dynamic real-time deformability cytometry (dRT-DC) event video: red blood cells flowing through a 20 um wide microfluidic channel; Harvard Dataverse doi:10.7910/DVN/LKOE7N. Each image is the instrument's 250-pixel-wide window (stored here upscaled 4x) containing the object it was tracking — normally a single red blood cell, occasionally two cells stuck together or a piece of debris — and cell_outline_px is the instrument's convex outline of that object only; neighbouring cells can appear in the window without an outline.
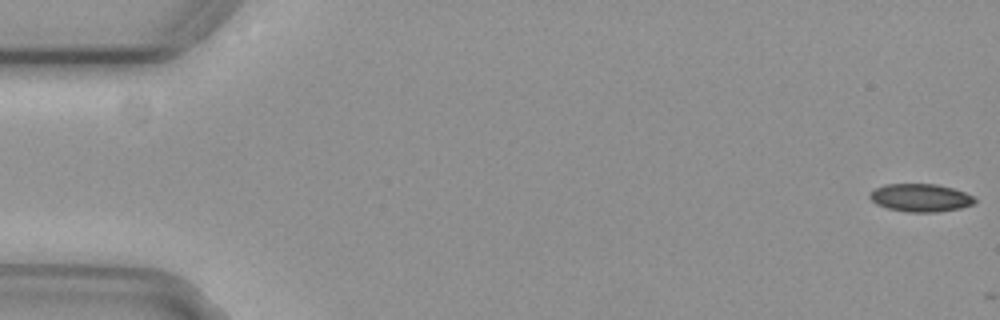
{"species": "common noctule bat (a hibernating species)", "species_latin": "Nyctalus noctula", "temperature_condition": "cold", "stored_images_in_passage": 2, "camera_frame_rate_fps": 3000, "um_per_image_px": 0.085, "animal": {"sex": "female", "body_mass_g": 29.2, "forearm_length_mm": 56.3}, "frame": {"image": 1, "passage_image": 1, "time_ms": 0.0, "image_size_px": [1000, 320], "cell_outline_px": [[976, 200], [972, 204], [960, 208], [936, 212], [908, 212], [888, 208], [876, 204], [868, 196], [876, 188], [884, 184], [936, 184], [952, 188], [964, 192], [972, 196]], "centroid_in_image_um": [78.22, 16.81], "position_along_channel_um": 6.8, "area_um2": 16.88}}